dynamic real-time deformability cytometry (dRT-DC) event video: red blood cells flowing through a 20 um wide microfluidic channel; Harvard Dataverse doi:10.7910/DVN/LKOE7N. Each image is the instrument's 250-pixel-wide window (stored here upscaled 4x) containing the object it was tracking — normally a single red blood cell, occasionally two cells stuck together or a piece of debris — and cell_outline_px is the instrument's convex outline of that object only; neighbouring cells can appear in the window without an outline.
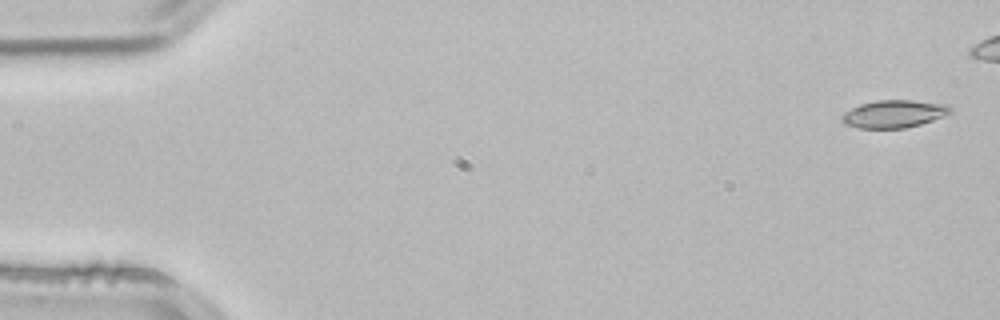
{"species": "common noctule bat (a hibernating species)", "species_latin": "Nyctalus noctula", "temperature_condition": "room temperature", "stored_images_in_passage": 4, "camera_frame_rate_fps": 3000, "um_per_image_px": 0.085, "animal": {"sex": "male", "body_mass_g": 21.5, "forearm_length_mm": 52.0}, "frame": {"image": 1, "passage_image": 1, "time_ms": 0.0, "image_size_px": [1000, 320], "cell_outline_px": [[952, 112], [932, 120], [920, 124], [904, 128], [860, 128], [844, 124], [840, 120], [840, 116], [844, 112], [860, 104], [876, 100], [912, 100], [948, 104], [952, 108]], "centroid_in_image_um": [75.96, 9.67], "position_along_channel_um": 9.0, "area_um2": 17.51}}